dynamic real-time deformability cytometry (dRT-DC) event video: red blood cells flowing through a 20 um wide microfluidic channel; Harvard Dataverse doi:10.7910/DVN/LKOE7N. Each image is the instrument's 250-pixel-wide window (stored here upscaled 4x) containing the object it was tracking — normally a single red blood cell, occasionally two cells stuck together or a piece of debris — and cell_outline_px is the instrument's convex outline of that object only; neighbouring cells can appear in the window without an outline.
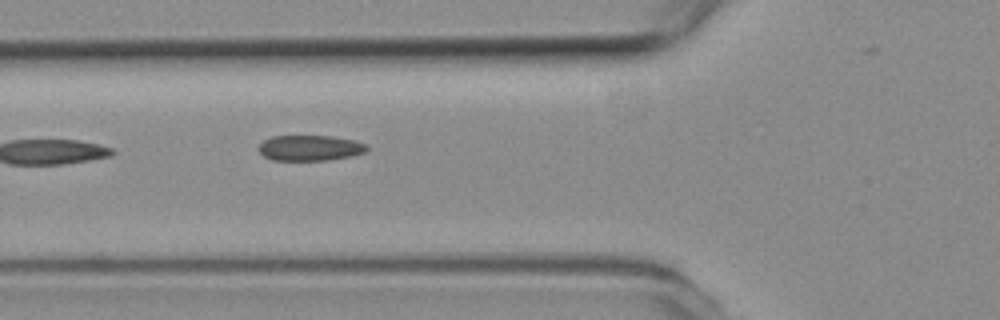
{"species": "common noctule bat (a hibernating species)", "species_latin": "Nyctalus noctula", "temperature_condition": "room temperature", "stored_images_in_passage": 5, "camera_frame_rate_fps": 3000, "um_per_image_px": 0.085, "animal": {"sex": "female", "body_mass_g": 19.3, "forearm_length_mm": 54.1}, "frame": {"image": 1, "passage_image": 5, "time_ms": 1.333, "image_size_px": [1000, 320], "cell_outline_px": [[368, 148], [364, 152], [352, 156], [328, 160], [272, 160], [264, 156], [256, 148], [264, 140], [272, 136], [332, 136], [352, 140], [364, 144]], "centroid_in_image_um": [26.3, 12.58], "position_along_channel_um": 99.5, "area_um2": 16.01}}